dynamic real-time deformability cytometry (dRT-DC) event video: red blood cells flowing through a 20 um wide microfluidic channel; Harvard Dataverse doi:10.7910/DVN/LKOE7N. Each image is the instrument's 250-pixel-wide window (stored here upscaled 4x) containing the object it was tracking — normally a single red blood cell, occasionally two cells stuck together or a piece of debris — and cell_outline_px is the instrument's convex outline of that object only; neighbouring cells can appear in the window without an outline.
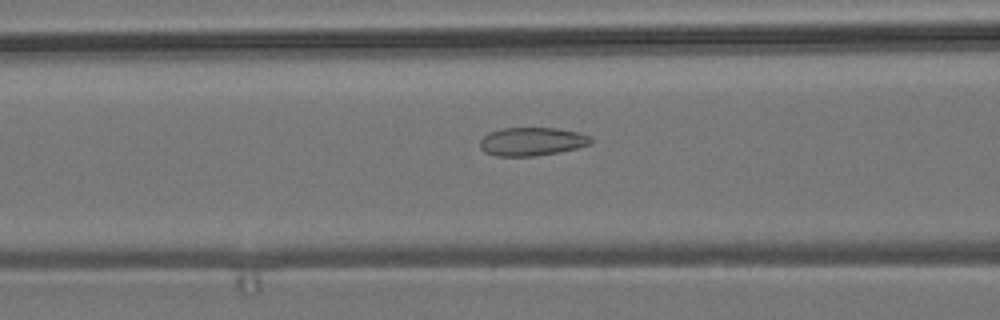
{"species": "common noctule bat (a hibernating species)", "species_latin": "Nyctalus noctula", "temperature_condition": "room temperature", "stored_images_in_passage": 44, "camera_frame_rate_fps": 3000, "um_per_image_px": 0.085, "animal": {"sex": "male", "body_mass_g": 19.2, "forearm_length_mm": 51.8}, "frame": {"image": 1, "passage_image": 18, "time_ms": 5.667, "image_size_px": [1000, 320], "cell_outline_px": [[592, 144], [560, 152], [536, 156], [496, 156], [484, 152], [480, 148], [480, 140], [488, 132], [504, 128], [556, 128], [580, 132], [588, 136], [592, 140]], "centroid_in_image_um": [45.2, 12.03], "position_along_channel_um": 121.4, "area_um2": 18.44}}
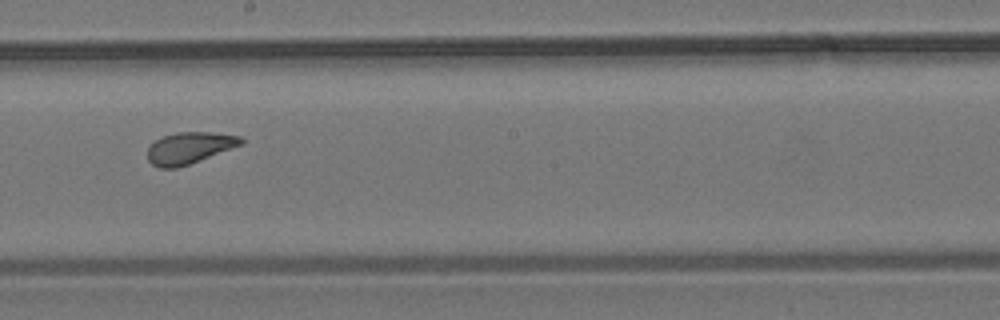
{"frame": {"image": 2, "passage_image": 27, "time_ms": 8.667, "image_size_px": [1000, 320], "cell_outline_px": [[244, 144], [188, 164], [176, 168], [160, 168], [152, 164], [148, 160], [148, 148], [156, 140], [164, 136], [176, 132], [212, 132], [240, 136], [244, 140]], "centroid_in_image_um": [16.11, 12.56], "position_along_channel_um": 232.1, "area_um2": 17.05}}
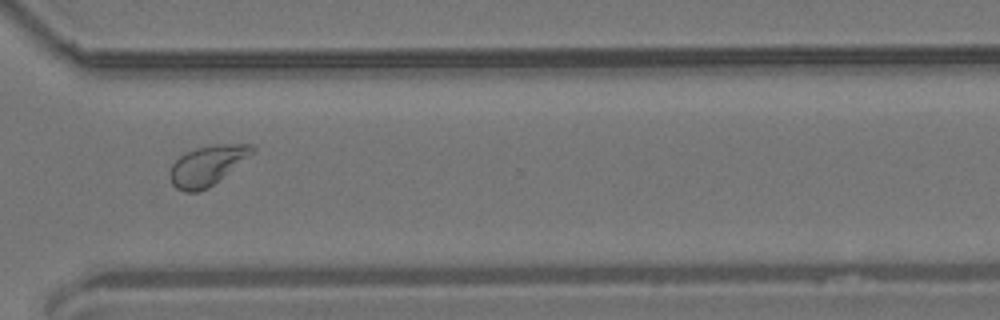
{"frame": {"image": 3, "passage_image": 37, "time_ms": 12.0, "image_size_px": [1000, 320], "cell_outline_px": [[256, 152], [208, 188], [196, 192], [184, 192], [176, 188], [172, 184], [168, 176], [172, 164], [184, 152], [196, 148], [212, 144], [252, 144], [256, 148]], "centroid_in_image_um": [17.62, 14.05], "position_along_channel_um": 353.0, "area_um2": 19.31}, "authors_computed_cell_mechanics": {"area_um2": 19.074, "velocity_mm_per_s": 3.6619, "shape_relaxation_time_tau1_ms": 7.3904, "shape_relaxation_time_tau2_ms": null, "deformation_change_tau1": 0.2513, "deformation_change_tau2": null}}